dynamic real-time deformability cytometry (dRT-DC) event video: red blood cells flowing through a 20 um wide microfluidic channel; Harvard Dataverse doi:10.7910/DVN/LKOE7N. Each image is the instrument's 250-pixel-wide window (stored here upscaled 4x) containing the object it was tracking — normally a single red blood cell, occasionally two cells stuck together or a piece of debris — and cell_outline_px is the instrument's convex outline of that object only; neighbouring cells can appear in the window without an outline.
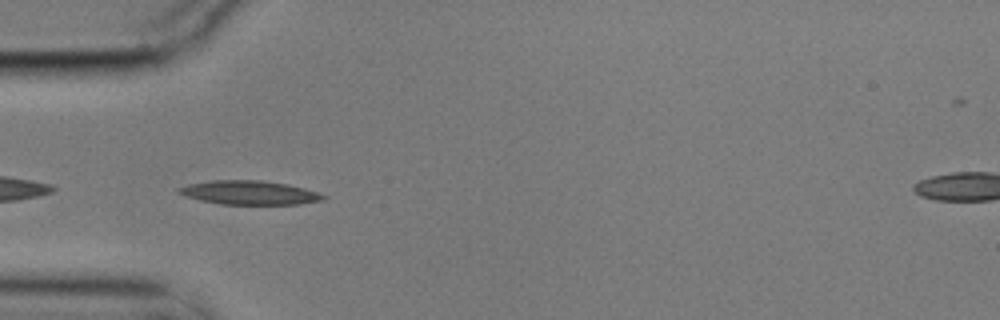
{"species": "common noctule bat (a hibernating species)", "species_latin": "Nyctalus noctula", "temperature_condition": "cold", "stored_images_in_passage": 41, "camera_frame_rate_fps": 3000, "um_per_image_px": 0.085, "animal": {"sex": "male", "body_mass_g": 17.9}, "frame": {"image": 1, "passage_image": 2, "time_ms": 0.333, "image_size_px": [1000, 320], "cell_outline_px": [[328, 196], [324, 200], [296, 204], [220, 204], [200, 200], [184, 196], [176, 192], [176, 188], [188, 184], [212, 180], [260, 180], [284, 184], [304, 188]], "centroid_in_image_um": [21.14, 16.37], "position_along_channel_um": 63.9, "area_um2": 20.06}}
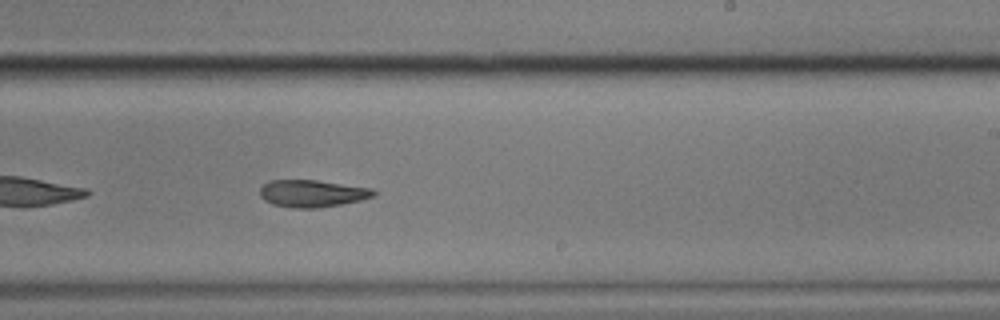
{"frame": {"image": 2, "passage_image": 19, "time_ms": 6.0, "image_size_px": [1000, 320], "cell_outline_px": [[376, 192], [372, 196], [360, 200], [320, 208], [292, 208], [272, 204], [264, 200], [260, 196], [260, 188], [268, 180], [316, 180], [372, 188]], "centroid_in_image_um": [26.49, 16.44], "position_along_channel_um": 262.5, "area_um2": 17.98}}
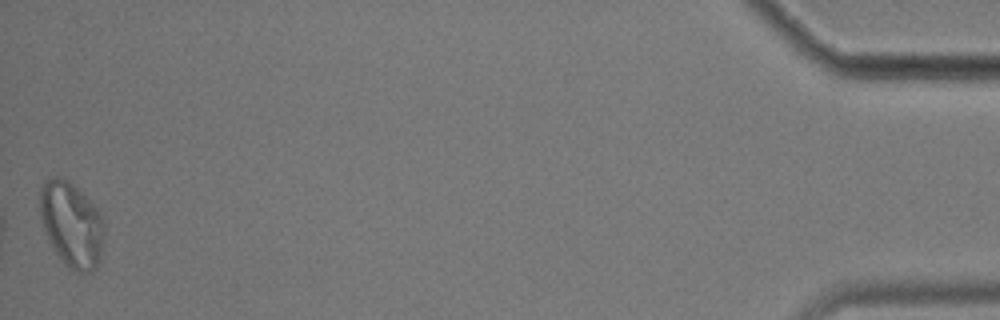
{"frame": {"image": 3, "passage_image": 41, "time_ms": 13.333, "image_size_px": [1000, 320], "cell_outline_px": [[104, 244], [100, 260], [96, 268], [92, 272], [76, 272], [64, 264], [60, 260], [52, 248], [44, 232], [40, 216], [40, 188], [44, 180], [56, 176], [60, 176], [68, 180], [100, 212], [104, 220]], "centroid_in_image_um": [6.08, 19.11], "position_along_channel_um": 429.1, "area_um2": 32.31}, "authors_computed_cell_mechanics": {"area_um2": 19.1318, "velocity_mm_per_s": 3.5226, "shape_relaxation_time_tau1_ms": null, "shape_relaxation_time_tau2_ms": 4.5131, "deformation_change_tau1": null, "deformation_change_tau2": 0.1215}}